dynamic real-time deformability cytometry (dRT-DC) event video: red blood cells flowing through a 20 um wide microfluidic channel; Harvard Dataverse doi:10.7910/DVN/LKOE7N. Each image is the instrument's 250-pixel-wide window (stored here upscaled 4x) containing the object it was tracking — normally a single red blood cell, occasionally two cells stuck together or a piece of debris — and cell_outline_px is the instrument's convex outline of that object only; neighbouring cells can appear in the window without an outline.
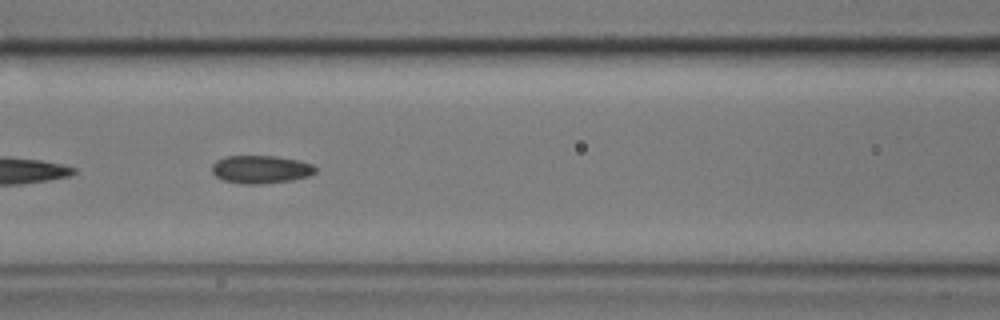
{"species": "common noctule bat (a hibernating species)", "species_latin": "Nyctalus noctula", "temperature_condition": "cold", "stored_images_in_passage": 12, "camera_frame_rate_fps": 3000, "um_per_image_px": 0.085, "animal": {"sex": "male", "body_mass_g": 17.9}, "frame": {"image": 1, "passage_image": 9, "time_ms": 2.667, "image_size_px": [1000, 320], "cell_outline_px": [[316, 172], [308, 176], [292, 180], [260, 184], [244, 184], [224, 180], [216, 176], [212, 172], [212, 164], [216, 160], [224, 156], [276, 156], [300, 160], [312, 164], [316, 168]], "centroid_in_image_um": [22.17, 14.39], "position_along_channel_um": 144.4, "area_um2": 16.94}}